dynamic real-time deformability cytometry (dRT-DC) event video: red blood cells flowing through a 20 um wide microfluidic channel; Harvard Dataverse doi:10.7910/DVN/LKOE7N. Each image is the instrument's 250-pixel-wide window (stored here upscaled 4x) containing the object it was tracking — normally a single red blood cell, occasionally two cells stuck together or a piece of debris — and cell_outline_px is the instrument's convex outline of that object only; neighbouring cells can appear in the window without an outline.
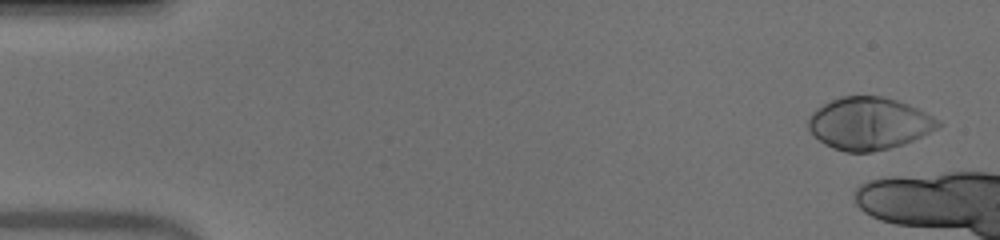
{"species": "human", "species_latin": "Homo sapiens", "temperature_condition": "warm", "stored_images_in_passage": 8, "camera_frame_rate_fps": 3000, "um_per_image_px": 0.085, "donor": {"sex": "male"}, "frame": {"image": 1, "passage_image": 2, "time_ms": 0.333, "image_size_px": [1000, 240], "cell_outline_px": [[944, 124], [904, 144], [872, 152], [844, 152], [832, 148], [824, 144], [808, 128], [808, 116], [816, 108], [840, 96], [880, 96], [896, 100], [908, 104], [940, 120]], "centroid_in_image_um": [73.84, 10.49], "position_along_channel_um": 11.2, "area_um2": 39.36}}